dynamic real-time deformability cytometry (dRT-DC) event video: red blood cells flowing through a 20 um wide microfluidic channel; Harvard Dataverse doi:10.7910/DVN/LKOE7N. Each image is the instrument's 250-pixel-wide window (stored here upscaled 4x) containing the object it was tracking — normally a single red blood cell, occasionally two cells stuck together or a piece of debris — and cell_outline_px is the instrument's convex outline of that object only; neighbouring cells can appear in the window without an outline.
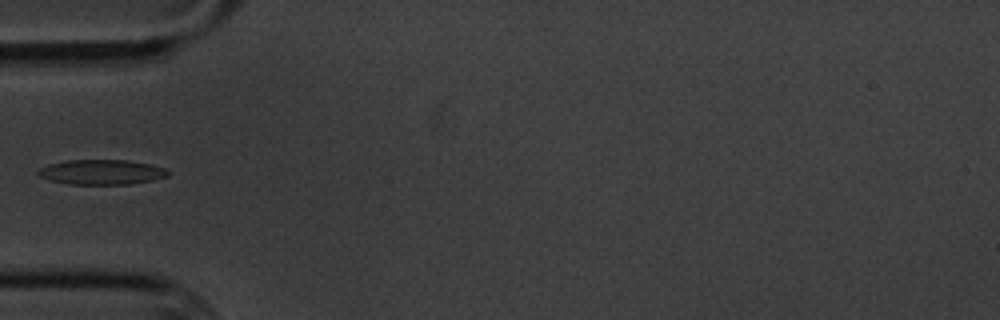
{"species": "common noctule bat (a hibernating species)", "species_latin": "Nyctalus noctula", "temperature_condition": "cold", "stored_images_in_passage": 8, "camera_frame_rate_fps": 3000, "um_per_image_px": 0.085, "animal": {"sex": "male", "body_mass_g": 20.1, "forearm_length_mm": 53.5}, "frame": {"image": 1, "passage_image": 4, "time_ms": 3.333, "image_size_px": [1000, 320], "cell_outline_px": [[168, 176], [152, 180], [128, 184], [68, 184], [52, 180], [40, 176], [36, 172], [40, 168], [48, 164], [68, 160], [128, 160], [152, 164], [164, 168], [168, 172]], "centroid_in_image_um": [8.64, 14.62], "position_along_channel_um": 76.4, "area_um2": 18.73}}
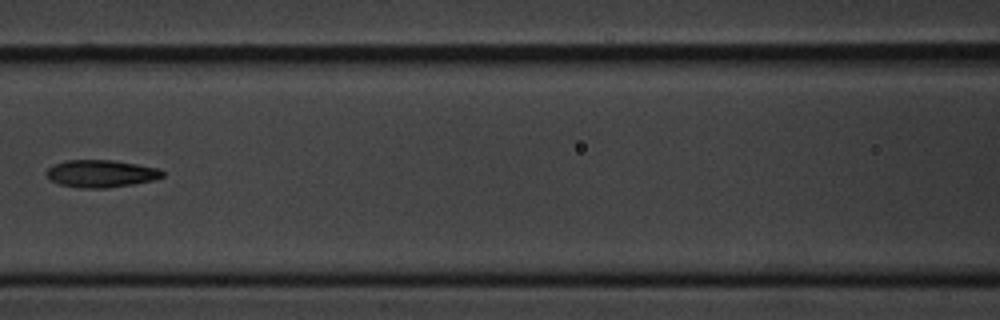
{"frame": {"image": 2, "passage_image": 6, "time_ms": 5.667, "image_size_px": [1000, 320], "cell_outline_px": [[164, 176], [152, 180], [132, 184], [108, 188], [80, 188], [60, 184], [48, 180], [44, 172], [52, 164], [64, 160], [112, 160], [160, 168], [164, 172]], "centroid_in_image_um": [8.53, 14.75], "position_along_channel_um": 158.1, "area_um2": 18.73}}
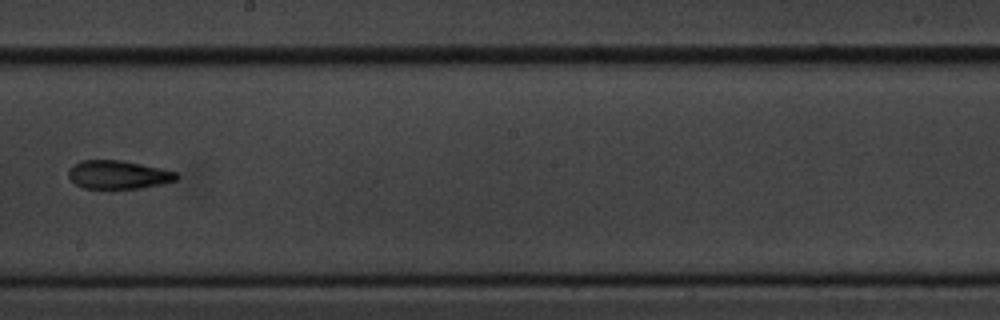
{"frame": {"image": 3, "passage_image": 8, "time_ms": 8.0, "image_size_px": [1000, 320], "cell_outline_px": [[180, 176], [176, 180], [160, 184], [140, 188], [84, 188], [76, 184], [68, 176], [68, 172], [72, 164], [80, 160], [120, 160], [160, 168], [176, 172]], "centroid_in_image_um": [10.03, 14.84], "position_along_channel_um": 238.2, "area_um2": 17.74}}